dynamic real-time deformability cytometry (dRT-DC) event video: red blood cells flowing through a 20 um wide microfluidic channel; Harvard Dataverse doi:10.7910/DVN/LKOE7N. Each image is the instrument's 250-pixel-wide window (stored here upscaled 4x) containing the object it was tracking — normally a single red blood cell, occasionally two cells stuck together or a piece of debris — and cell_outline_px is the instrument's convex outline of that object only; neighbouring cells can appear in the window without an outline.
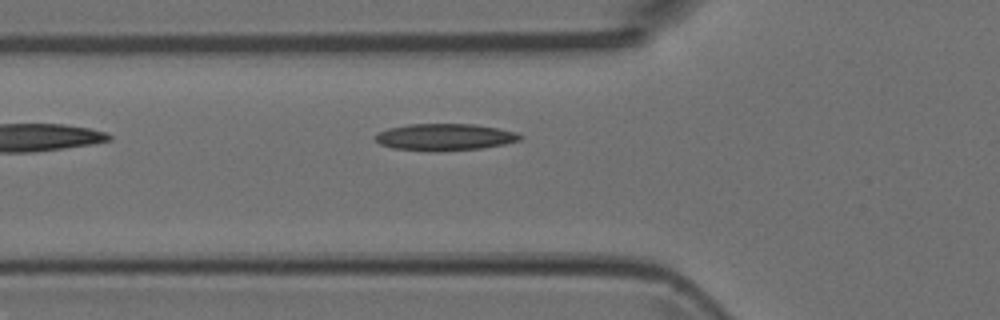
{"species": "Egyptian fruit bat (a non-hibernating species)", "species_latin": "Rousettus aegyptiacus", "temperature_condition": "room temperature", "stored_images_in_passage": 6, "camera_frame_rate_fps": 3000, "um_per_image_px": 0.085, "animal": {"sex": "female"}, "frame": {"image": 1, "passage_image": 6, "time_ms": 1.667, "image_size_px": [1000, 320], "cell_outline_px": [[524, 136], [520, 140], [504, 144], [480, 148], [436, 152], [392, 148], [380, 144], [376, 140], [376, 132], [388, 128], [408, 124], [476, 124], [516, 132]], "centroid_in_image_um": [37.79, 11.65], "position_along_channel_um": 88.0, "area_um2": 22.72}}